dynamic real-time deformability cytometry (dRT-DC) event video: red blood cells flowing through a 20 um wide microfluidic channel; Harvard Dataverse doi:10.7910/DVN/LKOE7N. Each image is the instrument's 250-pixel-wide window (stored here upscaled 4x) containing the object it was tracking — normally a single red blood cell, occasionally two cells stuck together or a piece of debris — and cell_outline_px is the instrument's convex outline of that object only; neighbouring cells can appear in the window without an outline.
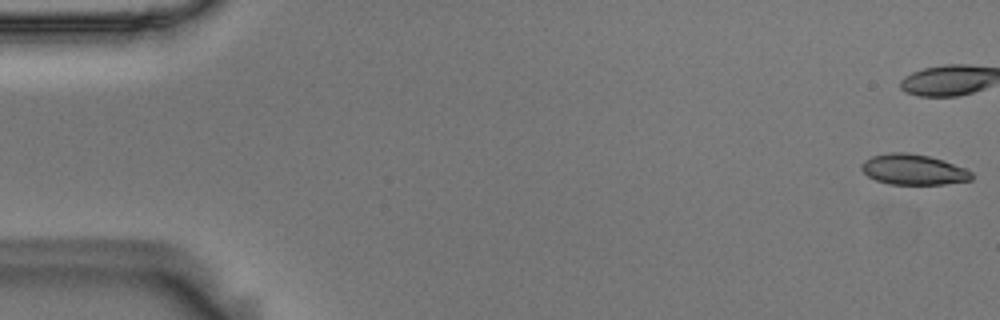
{"species": "Egyptian fruit bat (a non-hibernating species)", "species_latin": "Rousettus aegyptiacus", "temperature_condition": "room temperature", "stored_images_in_passage": 56, "camera_frame_rate_fps": 3000, "um_per_image_px": 0.085, "animal": {"sex": "male"}, "frame": {"image": 1, "passage_image": 1, "time_ms": 0.0, "image_size_px": [1000, 320], "cell_outline_px": [[972, 180], [944, 184], [888, 184], [876, 180], [868, 176], [860, 168], [860, 164], [864, 160], [872, 156], [892, 152], [908, 152], [928, 156], [944, 160], [964, 168], [972, 172]], "centroid_in_image_um": [77.62, 14.41], "position_along_channel_um": 7.4, "area_um2": 19.59}, "authors_computed_cell_mechanics": {"area_um2": 21.0681, "velocity_mm_per_s": 3.6666, "shape_relaxation_time_tau1_ms": 5.1447, "shape_relaxation_time_tau2_ms": 2.472, "deformation_change_tau1": 0.1572, "deformation_change_tau2": 0.0966}}